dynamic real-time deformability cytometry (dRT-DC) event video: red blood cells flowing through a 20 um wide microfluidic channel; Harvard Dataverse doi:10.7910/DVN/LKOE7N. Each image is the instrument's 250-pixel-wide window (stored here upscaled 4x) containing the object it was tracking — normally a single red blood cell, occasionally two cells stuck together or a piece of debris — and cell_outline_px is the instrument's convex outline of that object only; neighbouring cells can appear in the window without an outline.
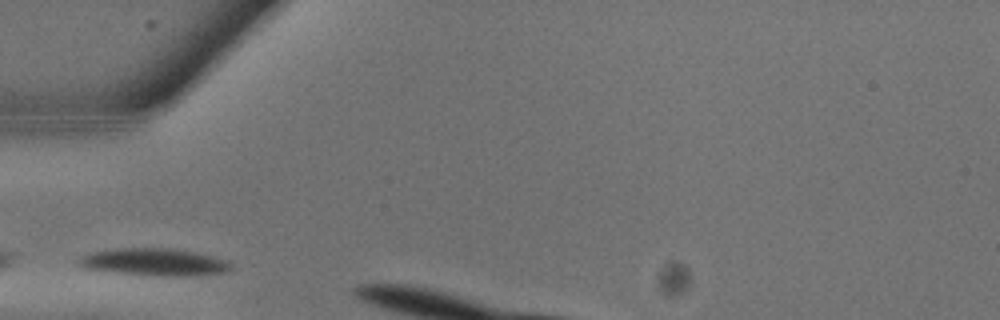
{"species": "common noctule bat (a hibernating species)", "species_latin": "Nyctalus noctula", "temperature_condition": "warm", "stored_images_in_passage": 2, "camera_frame_rate_fps": 3000, "um_per_image_px": 0.085, "animal": {"sex": "male", "body_mass_g": 13.3}, "frame": {"image": 1, "passage_image": 1, "time_ms": 0.0, "image_size_px": [1000, 320], "cell_outline_px": [[232, 268], [228, 272], [192, 276], [176, 276], [116, 272], [84, 268], [76, 260], [80, 256], [92, 252], [116, 248], [172, 248], [196, 252], [212, 256], [224, 260]], "centroid_in_image_um": [13.1, 22.26], "position_along_channel_um": 71.9, "area_um2": 23.93}}